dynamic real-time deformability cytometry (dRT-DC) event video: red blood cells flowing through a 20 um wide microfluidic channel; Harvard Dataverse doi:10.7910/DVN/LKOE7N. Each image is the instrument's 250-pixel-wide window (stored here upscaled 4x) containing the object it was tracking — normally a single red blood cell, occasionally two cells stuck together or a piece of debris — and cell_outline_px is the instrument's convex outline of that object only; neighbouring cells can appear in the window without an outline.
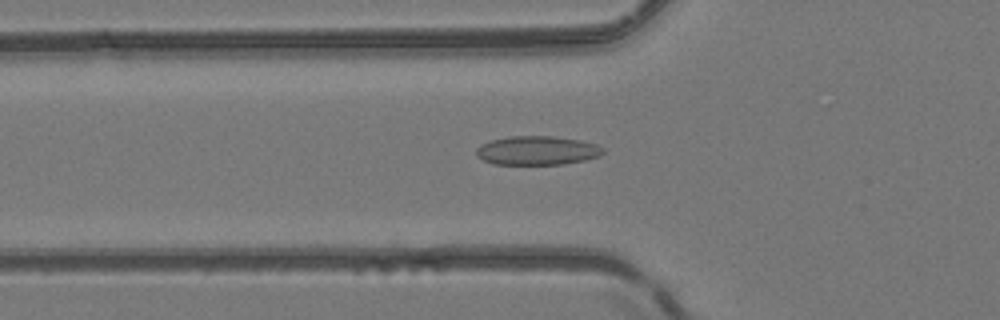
{"species": "common noctule bat (a hibernating species)", "species_latin": "Nyctalus noctula", "temperature_condition": "room temperature", "stored_images_in_passage": 51, "camera_frame_rate_fps": 3000, "um_per_image_px": 0.085, "animal": {"sex": "female", "body_mass_g": 24.6, "forearm_length_mm": 56.2}, "frame": {"image": 1, "passage_image": 19, "time_ms": 6.0, "image_size_px": [1000, 320], "cell_outline_px": [[604, 152], [600, 156], [584, 160], [564, 164], [492, 164], [476, 156], [476, 148], [480, 144], [492, 140], [508, 136], [552, 136], [580, 140], [596, 144], [604, 148]], "centroid_in_image_um": [45.65, 12.79], "position_along_channel_um": 80.2, "area_um2": 21.44}}
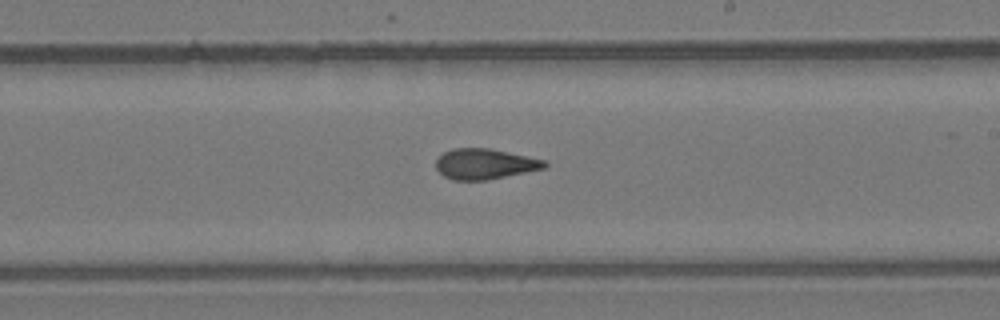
{"frame": {"image": 2, "passage_image": 31, "time_ms": 10.0, "image_size_px": [1000, 320], "cell_outline_px": [[548, 164], [544, 168], [484, 180], [452, 180], [444, 176], [436, 168], [436, 160], [444, 152], [452, 148], [488, 148], [508, 152], [544, 160]], "centroid_in_image_um": [41.16, 13.93], "position_along_channel_um": 247.8, "area_um2": 18.96}}
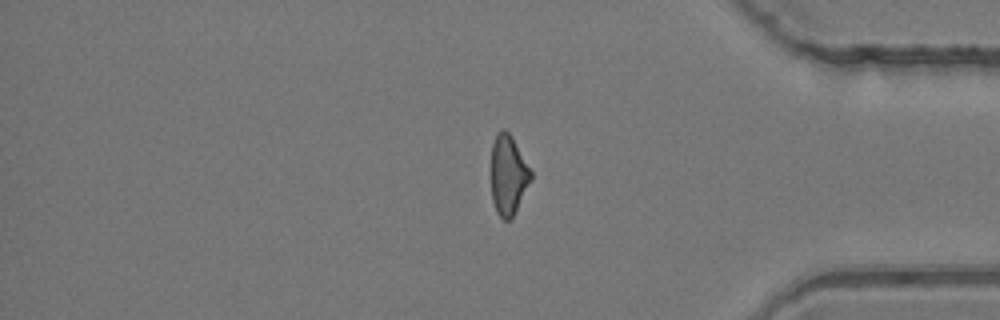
{"frame": {"image": 3, "passage_image": 43, "time_ms": 14.0, "image_size_px": [1000, 320], "cell_outline_px": [[532, 180], [512, 220], [504, 220], [496, 212], [492, 200], [492, 144], [496, 132], [500, 128], [504, 128], [512, 136], [532, 172]], "centroid_in_image_um": [43.21, 14.88], "position_along_channel_um": 392.0, "area_um2": 18.73}, "authors_computed_cell_mechanics": {"area_um2": 19.8254, "velocity_mm_per_s": 4.1746, "shape_relaxation_time_tau1_ms": null, "shape_relaxation_time_tau2_ms": 2.2004, "deformation_change_tau1": null, "deformation_change_tau2": 0.0861}}